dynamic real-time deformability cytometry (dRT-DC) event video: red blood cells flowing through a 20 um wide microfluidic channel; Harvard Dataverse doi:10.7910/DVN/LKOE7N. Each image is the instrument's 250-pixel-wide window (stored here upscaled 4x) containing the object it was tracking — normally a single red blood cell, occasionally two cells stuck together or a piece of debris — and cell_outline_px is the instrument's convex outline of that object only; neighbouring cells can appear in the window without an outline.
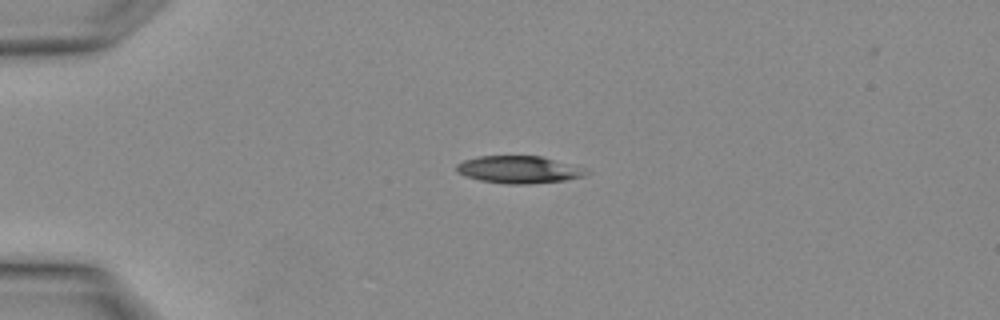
{"species": "Egyptian fruit bat (a non-hibernating species)", "species_latin": "Rousettus aegyptiacus", "temperature_condition": "warm", "stored_images_in_passage": 3, "segment_of_instrument_passage": [1, 2], "camera_frame_rate_fps": 3000, "um_per_image_px": 0.085, "animal": {"sex": "female"}, "frame": {"image": 1, "passage_image": 2, "time_ms": 0.333, "image_size_px": [1000, 320], "cell_outline_px": [[592, 172], [584, 176], [564, 180], [528, 184], [504, 184], [480, 180], [464, 176], [456, 172], [456, 164], [464, 160], [480, 156], [540, 156]], "centroid_in_image_um": [44.01, 14.43], "position_along_channel_um": 41.0, "area_um2": 20.35}}